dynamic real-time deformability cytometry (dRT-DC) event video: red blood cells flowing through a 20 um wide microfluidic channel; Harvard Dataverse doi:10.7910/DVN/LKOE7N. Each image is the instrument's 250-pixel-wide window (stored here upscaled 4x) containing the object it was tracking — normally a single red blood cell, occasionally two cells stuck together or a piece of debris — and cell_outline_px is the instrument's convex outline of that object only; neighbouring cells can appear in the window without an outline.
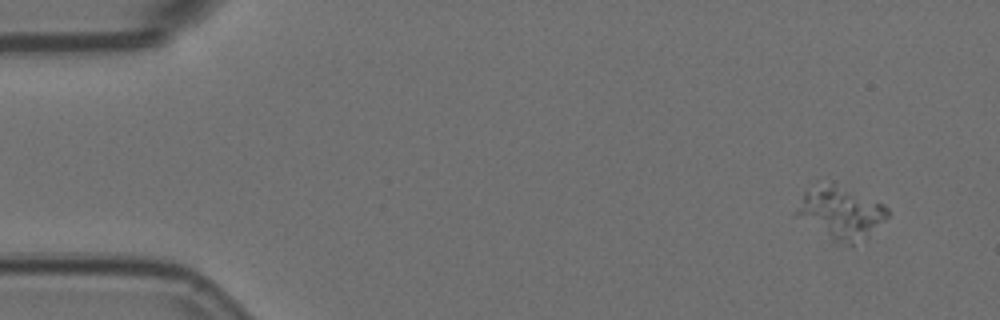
{"species": "Egyptian fruit bat (a non-hibernating species)", "species_latin": "Rousettus aegyptiacus", "temperature_condition": "room temperature", "stored_images_in_passage": 4, "camera_frame_rate_fps": 3000, "um_per_image_px": 0.085, "animal": {"sex": "female"}, "frame": {"image": 1, "passage_image": 1, "time_ms": 0.0, "image_size_px": [1000, 320], "cell_outline_px": [[888, 216], [884, 220], [864, 236], [852, 244], [848, 244], [832, 240], [792, 216], [792, 212], [804, 192], [816, 180], [832, 184], [884, 204], [888, 208]], "centroid_in_image_um": [71.3, 18.05], "position_along_channel_um": 13.7, "area_um2": 27.46}}
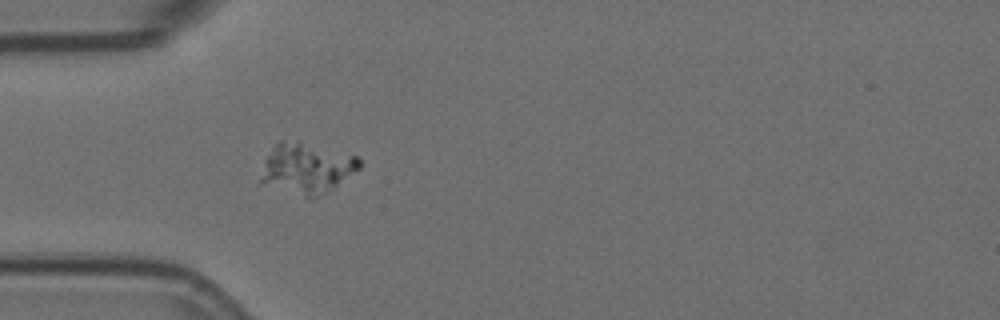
{"frame": {"image": 2, "passage_image": 4, "time_ms": 1.0, "image_size_px": [1000, 320], "cell_outline_px": [[360, 168], [328, 192], [320, 196], [304, 196], [260, 184], [260, 180], [264, 160], [272, 148], [280, 140], [300, 140], [356, 156], [360, 160]], "centroid_in_image_um": [26.05, 14.28], "position_along_channel_um": 59.0, "area_um2": 29.07}}